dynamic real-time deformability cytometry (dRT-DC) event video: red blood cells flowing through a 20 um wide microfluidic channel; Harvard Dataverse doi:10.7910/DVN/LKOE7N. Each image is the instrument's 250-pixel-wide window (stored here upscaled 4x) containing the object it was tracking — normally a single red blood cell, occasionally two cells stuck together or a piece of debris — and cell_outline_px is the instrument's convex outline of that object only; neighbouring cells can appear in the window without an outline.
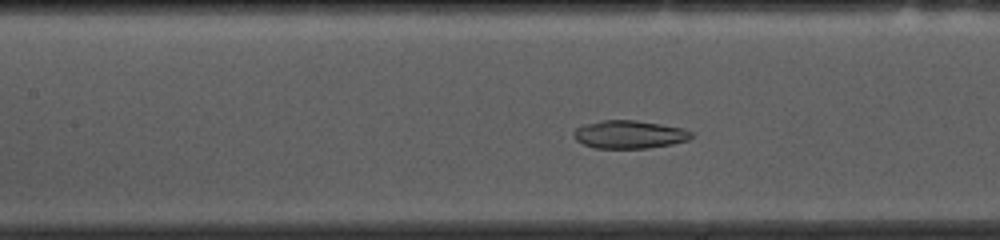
{"species": "common noctule bat (a hibernating species)", "species_latin": "Nyctalus noctula", "temperature_condition": "cold", "stored_images_in_passage": 53, "camera_frame_rate_fps": 3000, "um_per_image_px": 0.085, "animal": {"sex": "female", "body_mass_g": 10.0, "forearm_length_mm": 53.1}, "frame": {"image": 1, "passage_image": 22, "time_ms": 7.0, "image_size_px": [1000, 240], "cell_outline_px": [[692, 136], [688, 140], [672, 144], [644, 148], [596, 148], [584, 144], [576, 140], [572, 132], [576, 128], [588, 124], [604, 120], [636, 120], [684, 128], [692, 132]], "centroid_in_image_um": [53.51, 11.43], "position_along_channel_um": 153.9, "area_um2": 19.02}}
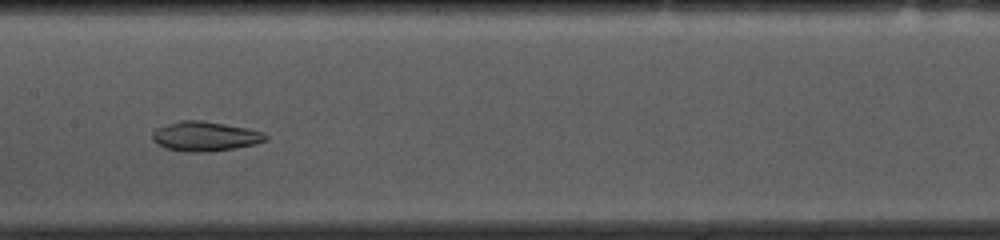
{"frame": {"image": 2, "passage_image": 25, "time_ms": 8.0, "image_size_px": [1000, 240], "cell_outline_px": [[268, 140], [256, 144], [208, 152], [192, 152], [168, 148], [152, 140], [152, 132], [156, 128], [180, 120], [200, 120], [248, 128], [264, 132], [268, 136]], "centroid_in_image_um": [17.47, 11.57], "position_along_channel_um": 189.9, "area_um2": 19.36}}
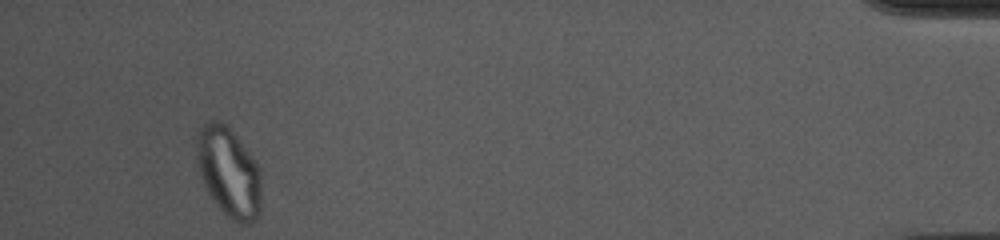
{"frame": {"image": 3, "passage_image": 50, "time_ms": 16.333, "image_size_px": [1000, 240], "cell_outline_px": [[260, 216], [256, 220], [248, 224], [240, 224], [232, 220], [216, 204], [208, 192], [204, 184], [196, 164], [196, 136], [200, 128], [204, 124], [212, 120], [220, 120], [232, 132], [252, 156], [260, 172]], "centroid_in_image_um": [19.43, 14.65], "position_along_channel_um": 415.8, "area_um2": 33.7}, "authors_computed_cell_mechanics": {"area_um2": 23.698, "velocity_mm_per_s": 3.6072, "shape_relaxation_time_tau1_ms": null, "shape_relaxation_time_tau2_ms": 3.1306, "deformation_change_tau1": null, "deformation_change_tau2": 0.0841}}